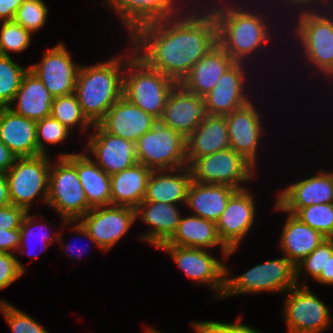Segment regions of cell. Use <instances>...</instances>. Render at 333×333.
Listing matches in <instances>:
<instances>
[{
	"instance_id": "cell-1",
	"label": "cell",
	"mask_w": 333,
	"mask_h": 333,
	"mask_svg": "<svg viewBox=\"0 0 333 333\" xmlns=\"http://www.w3.org/2000/svg\"><path fill=\"white\" fill-rule=\"evenodd\" d=\"M194 1L178 16L143 25L128 38L140 59L178 84L218 45L212 11L202 4L205 0Z\"/></svg>"
},
{
	"instance_id": "cell-2",
	"label": "cell",
	"mask_w": 333,
	"mask_h": 333,
	"mask_svg": "<svg viewBox=\"0 0 333 333\" xmlns=\"http://www.w3.org/2000/svg\"><path fill=\"white\" fill-rule=\"evenodd\" d=\"M246 1L211 0L210 2V0H207L204 5L212 11L216 19L218 28V45L235 62L250 64V66L257 65L258 67L259 63L255 59H262L261 57L259 58V56L266 54L265 47L268 46L267 50L270 49L269 46H272L274 43V38L277 40V37L274 36V32L277 30L275 29V31H273V28L275 27L274 25L277 23L273 24L271 20L272 18H275L273 16L277 15H270L274 13V10L268 8V1L266 3V0H260L261 2H253V0H251V2L250 0ZM257 5L260 6L258 7ZM270 23H272L273 26ZM261 51L264 53L259 55ZM257 54L259 56H257ZM253 60L258 64H255Z\"/></svg>"
},
{
	"instance_id": "cell-3",
	"label": "cell",
	"mask_w": 333,
	"mask_h": 333,
	"mask_svg": "<svg viewBox=\"0 0 333 333\" xmlns=\"http://www.w3.org/2000/svg\"><path fill=\"white\" fill-rule=\"evenodd\" d=\"M131 46L126 55H116L107 61L82 65L75 81V95L82 113L92 124H98L107 111L123 96V78L127 59L134 53Z\"/></svg>"
},
{
	"instance_id": "cell-4",
	"label": "cell",
	"mask_w": 333,
	"mask_h": 333,
	"mask_svg": "<svg viewBox=\"0 0 333 333\" xmlns=\"http://www.w3.org/2000/svg\"><path fill=\"white\" fill-rule=\"evenodd\" d=\"M290 17L288 21L291 26L289 24V27L284 29L293 27L292 32H287L291 34L292 42H295L294 46H299L297 47V52L300 53L298 56L305 60L304 64L310 68L313 67L311 69L320 74L315 73L318 77L322 76L321 78L326 79L331 85L333 83V7L297 12L291 17L294 22L290 20Z\"/></svg>"
},
{
	"instance_id": "cell-5",
	"label": "cell",
	"mask_w": 333,
	"mask_h": 333,
	"mask_svg": "<svg viewBox=\"0 0 333 333\" xmlns=\"http://www.w3.org/2000/svg\"><path fill=\"white\" fill-rule=\"evenodd\" d=\"M178 83L149 67L133 53L126 61L123 97L157 120L162 116L168 96Z\"/></svg>"
},
{
	"instance_id": "cell-6",
	"label": "cell",
	"mask_w": 333,
	"mask_h": 333,
	"mask_svg": "<svg viewBox=\"0 0 333 333\" xmlns=\"http://www.w3.org/2000/svg\"><path fill=\"white\" fill-rule=\"evenodd\" d=\"M225 265V289L222 298L262 292L285 294L296 285V267L285 256L253 266L243 274L232 277Z\"/></svg>"
},
{
	"instance_id": "cell-7",
	"label": "cell",
	"mask_w": 333,
	"mask_h": 333,
	"mask_svg": "<svg viewBox=\"0 0 333 333\" xmlns=\"http://www.w3.org/2000/svg\"><path fill=\"white\" fill-rule=\"evenodd\" d=\"M136 220L135 209L108 205L91 208L80 220L61 223L71 225L69 228L74 230L75 236L87 238L95 248L107 252L128 233Z\"/></svg>"
},
{
	"instance_id": "cell-8",
	"label": "cell",
	"mask_w": 333,
	"mask_h": 333,
	"mask_svg": "<svg viewBox=\"0 0 333 333\" xmlns=\"http://www.w3.org/2000/svg\"><path fill=\"white\" fill-rule=\"evenodd\" d=\"M49 154L16 158L5 173L11 204L30 212L35 200L47 203L49 170L53 162ZM51 161V162H50Z\"/></svg>"
},
{
	"instance_id": "cell-9",
	"label": "cell",
	"mask_w": 333,
	"mask_h": 333,
	"mask_svg": "<svg viewBox=\"0 0 333 333\" xmlns=\"http://www.w3.org/2000/svg\"><path fill=\"white\" fill-rule=\"evenodd\" d=\"M51 164L46 206L54 209L62 222L80 220L90 209L76 167L66 158Z\"/></svg>"
},
{
	"instance_id": "cell-10",
	"label": "cell",
	"mask_w": 333,
	"mask_h": 333,
	"mask_svg": "<svg viewBox=\"0 0 333 333\" xmlns=\"http://www.w3.org/2000/svg\"><path fill=\"white\" fill-rule=\"evenodd\" d=\"M189 168L194 182L224 184L236 190L248 188L244 183H251L258 174L251 162L231 148L197 158Z\"/></svg>"
},
{
	"instance_id": "cell-11",
	"label": "cell",
	"mask_w": 333,
	"mask_h": 333,
	"mask_svg": "<svg viewBox=\"0 0 333 333\" xmlns=\"http://www.w3.org/2000/svg\"><path fill=\"white\" fill-rule=\"evenodd\" d=\"M186 138L159 120L135 143L138 163L151 170H171L188 166Z\"/></svg>"
},
{
	"instance_id": "cell-12",
	"label": "cell",
	"mask_w": 333,
	"mask_h": 333,
	"mask_svg": "<svg viewBox=\"0 0 333 333\" xmlns=\"http://www.w3.org/2000/svg\"><path fill=\"white\" fill-rule=\"evenodd\" d=\"M285 294L282 313L288 333H321L333 326L329 308L308 285L296 284Z\"/></svg>"
},
{
	"instance_id": "cell-13",
	"label": "cell",
	"mask_w": 333,
	"mask_h": 333,
	"mask_svg": "<svg viewBox=\"0 0 333 333\" xmlns=\"http://www.w3.org/2000/svg\"><path fill=\"white\" fill-rule=\"evenodd\" d=\"M168 253L175 265L184 272L186 277L195 284L205 285L215 291V299H222L225 289V263L224 260L212 256L209 249L183 247L175 245H160ZM210 252V253H209Z\"/></svg>"
},
{
	"instance_id": "cell-14",
	"label": "cell",
	"mask_w": 333,
	"mask_h": 333,
	"mask_svg": "<svg viewBox=\"0 0 333 333\" xmlns=\"http://www.w3.org/2000/svg\"><path fill=\"white\" fill-rule=\"evenodd\" d=\"M255 68V66L235 62L223 73L216 86L204 96L206 113L225 116L251 101L252 95L250 93L252 89L248 87L250 86L248 84L249 81L251 82L250 75L255 74L254 77L256 76V73L252 71ZM251 71V74L248 73Z\"/></svg>"
},
{
	"instance_id": "cell-15",
	"label": "cell",
	"mask_w": 333,
	"mask_h": 333,
	"mask_svg": "<svg viewBox=\"0 0 333 333\" xmlns=\"http://www.w3.org/2000/svg\"><path fill=\"white\" fill-rule=\"evenodd\" d=\"M252 99L245 106L225 115L230 148L243 155L256 168L265 131L262 110ZM264 135V136H263ZM263 138V139H262Z\"/></svg>"
},
{
	"instance_id": "cell-16",
	"label": "cell",
	"mask_w": 333,
	"mask_h": 333,
	"mask_svg": "<svg viewBox=\"0 0 333 333\" xmlns=\"http://www.w3.org/2000/svg\"><path fill=\"white\" fill-rule=\"evenodd\" d=\"M194 0H103L130 37L139 27L178 16Z\"/></svg>"
},
{
	"instance_id": "cell-17",
	"label": "cell",
	"mask_w": 333,
	"mask_h": 333,
	"mask_svg": "<svg viewBox=\"0 0 333 333\" xmlns=\"http://www.w3.org/2000/svg\"><path fill=\"white\" fill-rule=\"evenodd\" d=\"M72 59L63 42L43 52L42 59L37 64L28 66L55 97L69 95L75 91V81L80 68Z\"/></svg>"
},
{
	"instance_id": "cell-18",
	"label": "cell",
	"mask_w": 333,
	"mask_h": 333,
	"mask_svg": "<svg viewBox=\"0 0 333 333\" xmlns=\"http://www.w3.org/2000/svg\"><path fill=\"white\" fill-rule=\"evenodd\" d=\"M86 138L83 150L106 174L113 175L135 165L138 160L134 142L105 132L98 124ZM92 156V157H91Z\"/></svg>"
},
{
	"instance_id": "cell-19",
	"label": "cell",
	"mask_w": 333,
	"mask_h": 333,
	"mask_svg": "<svg viewBox=\"0 0 333 333\" xmlns=\"http://www.w3.org/2000/svg\"><path fill=\"white\" fill-rule=\"evenodd\" d=\"M250 189L236 190L229 198L222 215L216 221L217 233L229 249H238L249 234L256 218V199Z\"/></svg>"
},
{
	"instance_id": "cell-20",
	"label": "cell",
	"mask_w": 333,
	"mask_h": 333,
	"mask_svg": "<svg viewBox=\"0 0 333 333\" xmlns=\"http://www.w3.org/2000/svg\"><path fill=\"white\" fill-rule=\"evenodd\" d=\"M277 195L275 202L294 215L306 206L333 203V171L321 169L313 176L292 182Z\"/></svg>"
},
{
	"instance_id": "cell-21",
	"label": "cell",
	"mask_w": 333,
	"mask_h": 333,
	"mask_svg": "<svg viewBox=\"0 0 333 333\" xmlns=\"http://www.w3.org/2000/svg\"><path fill=\"white\" fill-rule=\"evenodd\" d=\"M204 97L177 84L170 92L159 121L187 138L206 117Z\"/></svg>"
},
{
	"instance_id": "cell-22",
	"label": "cell",
	"mask_w": 333,
	"mask_h": 333,
	"mask_svg": "<svg viewBox=\"0 0 333 333\" xmlns=\"http://www.w3.org/2000/svg\"><path fill=\"white\" fill-rule=\"evenodd\" d=\"M157 121L122 96L110 107L98 125L105 132L136 143Z\"/></svg>"
},
{
	"instance_id": "cell-23",
	"label": "cell",
	"mask_w": 333,
	"mask_h": 333,
	"mask_svg": "<svg viewBox=\"0 0 333 333\" xmlns=\"http://www.w3.org/2000/svg\"><path fill=\"white\" fill-rule=\"evenodd\" d=\"M178 206L162 202L142 201L135 209L136 219L139 218L150 228L140 234L138 239L155 248L166 243L177 230L182 217Z\"/></svg>"
},
{
	"instance_id": "cell-24",
	"label": "cell",
	"mask_w": 333,
	"mask_h": 333,
	"mask_svg": "<svg viewBox=\"0 0 333 333\" xmlns=\"http://www.w3.org/2000/svg\"><path fill=\"white\" fill-rule=\"evenodd\" d=\"M161 245H175L183 247H194L212 249L217 247L221 251L222 259L226 261L231 258L232 254L238 249L229 250L220 240L216 222L189 214L180 219L177 230L173 236Z\"/></svg>"
},
{
	"instance_id": "cell-25",
	"label": "cell",
	"mask_w": 333,
	"mask_h": 333,
	"mask_svg": "<svg viewBox=\"0 0 333 333\" xmlns=\"http://www.w3.org/2000/svg\"><path fill=\"white\" fill-rule=\"evenodd\" d=\"M0 140L16 158L41 155L36 142V121L0 107Z\"/></svg>"
},
{
	"instance_id": "cell-26",
	"label": "cell",
	"mask_w": 333,
	"mask_h": 333,
	"mask_svg": "<svg viewBox=\"0 0 333 333\" xmlns=\"http://www.w3.org/2000/svg\"><path fill=\"white\" fill-rule=\"evenodd\" d=\"M273 208L287 214L278 245L283 255L296 266L327 238L294 214L284 211L276 202Z\"/></svg>"
},
{
	"instance_id": "cell-27",
	"label": "cell",
	"mask_w": 333,
	"mask_h": 333,
	"mask_svg": "<svg viewBox=\"0 0 333 333\" xmlns=\"http://www.w3.org/2000/svg\"><path fill=\"white\" fill-rule=\"evenodd\" d=\"M89 153H61L75 167L80 183L91 208L111 205V180L89 156Z\"/></svg>"
},
{
	"instance_id": "cell-28",
	"label": "cell",
	"mask_w": 333,
	"mask_h": 333,
	"mask_svg": "<svg viewBox=\"0 0 333 333\" xmlns=\"http://www.w3.org/2000/svg\"><path fill=\"white\" fill-rule=\"evenodd\" d=\"M185 144L188 166L197 158L230 148L225 116L207 114Z\"/></svg>"
},
{
	"instance_id": "cell-29",
	"label": "cell",
	"mask_w": 333,
	"mask_h": 333,
	"mask_svg": "<svg viewBox=\"0 0 333 333\" xmlns=\"http://www.w3.org/2000/svg\"><path fill=\"white\" fill-rule=\"evenodd\" d=\"M192 181L189 166L171 170H152L143 201L185 205Z\"/></svg>"
},
{
	"instance_id": "cell-30",
	"label": "cell",
	"mask_w": 333,
	"mask_h": 333,
	"mask_svg": "<svg viewBox=\"0 0 333 333\" xmlns=\"http://www.w3.org/2000/svg\"><path fill=\"white\" fill-rule=\"evenodd\" d=\"M235 61L219 46L204 55L179 83L186 91L204 97Z\"/></svg>"
},
{
	"instance_id": "cell-31",
	"label": "cell",
	"mask_w": 333,
	"mask_h": 333,
	"mask_svg": "<svg viewBox=\"0 0 333 333\" xmlns=\"http://www.w3.org/2000/svg\"><path fill=\"white\" fill-rule=\"evenodd\" d=\"M53 99L42 81L28 69L8 108L18 115L37 122L51 115Z\"/></svg>"
},
{
	"instance_id": "cell-32",
	"label": "cell",
	"mask_w": 333,
	"mask_h": 333,
	"mask_svg": "<svg viewBox=\"0 0 333 333\" xmlns=\"http://www.w3.org/2000/svg\"><path fill=\"white\" fill-rule=\"evenodd\" d=\"M236 191L224 184H204L192 181L185 207L191 215L216 222L225 210L230 196Z\"/></svg>"
},
{
	"instance_id": "cell-33",
	"label": "cell",
	"mask_w": 333,
	"mask_h": 333,
	"mask_svg": "<svg viewBox=\"0 0 333 333\" xmlns=\"http://www.w3.org/2000/svg\"><path fill=\"white\" fill-rule=\"evenodd\" d=\"M151 172V169L137 162L111 175V205L136 209L144 200Z\"/></svg>"
},
{
	"instance_id": "cell-34",
	"label": "cell",
	"mask_w": 333,
	"mask_h": 333,
	"mask_svg": "<svg viewBox=\"0 0 333 333\" xmlns=\"http://www.w3.org/2000/svg\"><path fill=\"white\" fill-rule=\"evenodd\" d=\"M36 216H38V214L32 215L29 212H27L22 220L21 227L19 228L20 229V245L17 250L18 254L21 253L23 255L33 256L34 258L39 257V253H38L39 250L34 253V250L32 251V248L30 247L31 246L30 243H33L30 241H32V240L35 241L34 237L36 240H38L37 238H39L40 241L39 240L38 241H39V243L41 242L40 248H43V249H40L41 250V251H39L40 254L42 252L46 251L47 248H49V246L51 244L58 242L60 232L55 231V232H53L54 234H52V231L51 232L49 231L50 228L47 227V224L45 222H43L41 219H39V221H37L36 218H38V217H36ZM45 230H47V232H50V233H46ZM33 244H35V243H33ZM42 246H44V247H42Z\"/></svg>"
},
{
	"instance_id": "cell-35",
	"label": "cell",
	"mask_w": 333,
	"mask_h": 333,
	"mask_svg": "<svg viewBox=\"0 0 333 333\" xmlns=\"http://www.w3.org/2000/svg\"><path fill=\"white\" fill-rule=\"evenodd\" d=\"M51 116L73 133L77 131V126L83 133H87L86 131L93 127L82 113L75 93L55 97L51 107Z\"/></svg>"
},
{
	"instance_id": "cell-36",
	"label": "cell",
	"mask_w": 333,
	"mask_h": 333,
	"mask_svg": "<svg viewBox=\"0 0 333 333\" xmlns=\"http://www.w3.org/2000/svg\"><path fill=\"white\" fill-rule=\"evenodd\" d=\"M29 68L16 63L11 55H0V107H8Z\"/></svg>"
},
{
	"instance_id": "cell-37",
	"label": "cell",
	"mask_w": 333,
	"mask_h": 333,
	"mask_svg": "<svg viewBox=\"0 0 333 333\" xmlns=\"http://www.w3.org/2000/svg\"><path fill=\"white\" fill-rule=\"evenodd\" d=\"M333 255V239H326L317 246L307 257H305L296 267V284L308 285L306 277L315 280L321 272H325L328 259ZM306 272V274H305ZM304 274V275H303ZM306 276V277H305ZM304 278L303 284H299V279ZM307 282V283H306Z\"/></svg>"
},
{
	"instance_id": "cell-38",
	"label": "cell",
	"mask_w": 333,
	"mask_h": 333,
	"mask_svg": "<svg viewBox=\"0 0 333 333\" xmlns=\"http://www.w3.org/2000/svg\"><path fill=\"white\" fill-rule=\"evenodd\" d=\"M295 216L327 239H333V203L303 207Z\"/></svg>"
},
{
	"instance_id": "cell-39",
	"label": "cell",
	"mask_w": 333,
	"mask_h": 333,
	"mask_svg": "<svg viewBox=\"0 0 333 333\" xmlns=\"http://www.w3.org/2000/svg\"><path fill=\"white\" fill-rule=\"evenodd\" d=\"M0 29V55L21 53L31 44L32 34L15 21H3Z\"/></svg>"
},
{
	"instance_id": "cell-40",
	"label": "cell",
	"mask_w": 333,
	"mask_h": 333,
	"mask_svg": "<svg viewBox=\"0 0 333 333\" xmlns=\"http://www.w3.org/2000/svg\"><path fill=\"white\" fill-rule=\"evenodd\" d=\"M47 6L43 0H24L13 21L33 35L46 24L49 13Z\"/></svg>"
},
{
	"instance_id": "cell-41",
	"label": "cell",
	"mask_w": 333,
	"mask_h": 333,
	"mask_svg": "<svg viewBox=\"0 0 333 333\" xmlns=\"http://www.w3.org/2000/svg\"><path fill=\"white\" fill-rule=\"evenodd\" d=\"M71 131L55 120L51 115L36 122V142L41 154H48L50 144L64 143L70 137ZM49 144V145H48ZM48 152V153H47Z\"/></svg>"
},
{
	"instance_id": "cell-42",
	"label": "cell",
	"mask_w": 333,
	"mask_h": 333,
	"mask_svg": "<svg viewBox=\"0 0 333 333\" xmlns=\"http://www.w3.org/2000/svg\"><path fill=\"white\" fill-rule=\"evenodd\" d=\"M0 311L12 333H49L33 317L3 299H0Z\"/></svg>"
},
{
	"instance_id": "cell-43",
	"label": "cell",
	"mask_w": 333,
	"mask_h": 333,
	"mask_svg": "<svg viewBox=\"0 0 333 333\" xmlns=\"http://www.w3.org/2000/svg\"><path fill=\"white\" fill-rule=\"evenodd\" d=\"M242 317H237L234 323L219 321H193L191 327L195 333H262L257 329L242 324Z\"/></svg>"
},
{
	"instance_id": "cell-44",
	"label": "cell",
	"mask_w": 333,
	"mask_h": 333,
	"mask_svg": "<svg viewBox=\"0 0 333 333\" xmlns=\"http://www.w3.org/2000/svg\"><path fill=\"white\" fill-rule=\"evenodd\" d=\"M14 253L0 252V291L6 289L25 274V265Z\"/></svg>"
},
{
	"instance_id": "cell-45",
	"label": "cell",
	"mask_w": 333,
	"mask_h": 333,
	"mask_svg": "<svg viewBox=\"0 0 333 333\" xmlns=\"http://www.w3.org/2000/svg\"><path fill=\"white\" fill-rule=\"evenodd\" d=\"M267 1L269 2V4L271 3L270 8L275 9L277 6V8L280 11V12L278 11L277 14L278 15H279V13L281 14L278 17L279 19L282 16V13L286 12L287 14H289V12H288L289 10L291 12L289 15H293V14H295V12L297 13L300 11L324 10V9L333 7V0H280V1L279 0H277V1L276 0H267ZM275 2H277V3L275 4ZM278 3H280L279 5H282L281 10L279 8L280 6L278 5ZM273 5H274V7H273ZM283 6L285 8H283Z\"/></svg>"
},
{
	"instance_id": "cell-46",
	"label": "cell",
	"mask_w": 333,
	"mask_h": 333,
	"mask_svg": "<svg viewBox=\"0 0 333 333\" xmlns=\"http://www.w3.org/2000/svg\"><path fill=\"white\" fill-rule=\"evenodd\" d=\"M26 213L24 208L11 203L0 207V228L2 230L19 229Z\"/></svg>"
},
{
	"instance_id": "cell-47",
	"label": "cell",
	"mask_w": 333,
	"mask_h": 333,
	"mask_svg": "<svg viewBox=\"0 0 333 333\" xmlns=\"http://www.w3.org/2000/svg\"><path fill=\"white\" fill-rule=\"evenodd\" d=\"M20 245V229L2 230L0 228V252L16 253Z\"/></svg>"
},
{
	"instance_id": "cell-48",
	"label": "cell",
	"mask_w": 333,
	"mask_h": 333,
	"mask_svg": "<svg viewBox=\"0 0 333 333\" xmlns=\"http://www.w3.org/2000/svg\"><path fill=\"white\" fill-rule=\"evenodd\" d=\"M24 0H0V20L13 21L18 8Z\"/></svg>"
},
{
	"instance_id": "cell-49",
	"label": "cell",
	"mask_w": 333,
	"mask_h": 333,
	"mask_svg": "<svg viewBox=\"0 0 333 333\" xmlns=\"http://www.w3.org/2000/svg\"><path fill=\"white\" fill-rule=\"evenodd\" d=\"M15 159L16 157L0 140V171L6 173L8 169L13 165Z\"/></svg>"
},
{
	"instance_id": "cell-50",
	"label": "cell",
	"mask_w": 333,
	"mask_h": 333,
	"mask_svg": "<svg viewBox=\"0 0 333 333\" xmlns=\"http://www.w3.org/2000/svg\"><path fill=\"white\" fill-rule=\"evenodd\" d=\"M314 281L324 286L333 285V255L330 259H328L325 272H321V274Z\"/></svg>"
},
{
	"instance_id": "cell-51",
	"label": "cell",
	"mask_w": 333,
	"mask_h": 333,
	"mask_svg": "<svg viewBox=\"0 0 333 333\" xmlns=\"http://www.w3.org/2000/svg\"><path fill=\"white\" fill-rule=\"evenodd\" d=\"M8 182L4 172L0 171V207L10 204Z\"/></svg>"
},
{
	"instance_id": "cell-52",
	"label": "cell",
	"mask_w": 333,
	"mask_h": 333,
	"mask_svg": "<svg viewBox=\"0 0 333 333\" xmlns=\"http://www.w3.org/2000/svg\"><path fill=\"white\" fill-rule=\"evenodd\" d=\"M62 236H63V234L62 233H59V238H58V244H60L59 245V247L62 249V251H63V254H67L68 252V255L70 254V256H72V258L74 257L75 259L77 258H79V259H81L83 256V253L84 252H81L80 250H85V247H82V249H80V248H77V250L78 251H80L79 253H77L76 252V250L74 251V250H72V249H74V248H72L74 245L73 244H71V243H69V244H65L64 242H63V239H62ZM78 238V237H77ZM72 246H71V245ZM71 249V250H70ZM76 249V248H75ZM70 251H72L71 253H70ZM86 252V251H85Z\"/></svg>"
},
{
	"instance_id": "cell-53",
	"label": "cell",
	"mask_w": 333,
	"mask_h": 333,
	"mask_svg": "<svg viewBox=\"0 0 333 333\" xmlns=\"http://www.w3.org/2000/svg\"><path fill=\"white\" fill-rule=\"evenodd\" d=\"M145 332H146V333H162V332H160V331H158V330H155V329L152 328L151 326H150V327H147V328L145 329Z\"/></svg>"
}]
</instances>
